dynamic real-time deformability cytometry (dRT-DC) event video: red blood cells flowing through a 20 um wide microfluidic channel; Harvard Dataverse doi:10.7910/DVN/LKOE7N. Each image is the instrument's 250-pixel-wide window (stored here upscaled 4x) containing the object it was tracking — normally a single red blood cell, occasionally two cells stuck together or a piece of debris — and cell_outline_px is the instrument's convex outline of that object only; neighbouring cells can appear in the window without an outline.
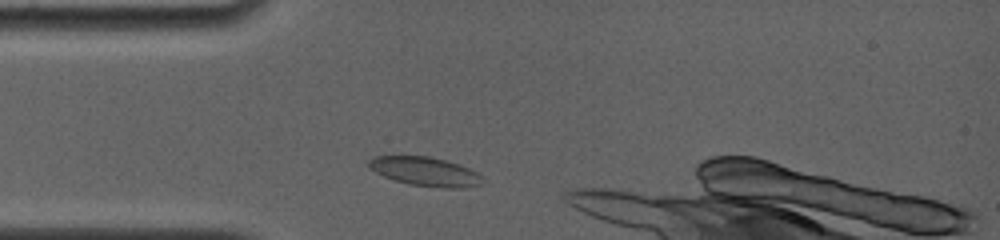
{"species": "common noctule bat (a hibernating species)", "species_latin": "Nyctalus noctula", "temperature_condition": "room temperature", "stored_images_in_passage": 20, "camera_frame_rate_fps": 4000, "um_per_image_px": 0.085, "animal": {"sex": "female", "body_mass_g": 19.0, "forearm_length_mm": 56.7}, "frame": {"image": 1, "passage_image": 4, "time_ms": 0.75, "image_size_px": [1000, 240], "cell_outline_px": [[480, 184], [464, 188], [440, 188], [408, 184], [384, 176], [368, 168], [368, 160], [372, 156], [428, 156], [460, 164], [476, 172], [480, 176]], "centroid_in_image_um": [36.09, 14.57], "position_along_channel_um": 48.9, "area_um2": 19.07}}
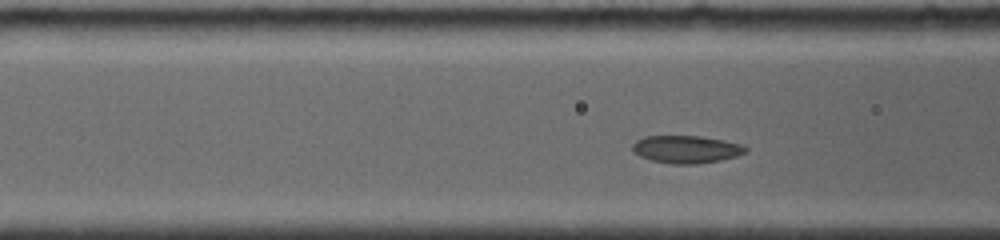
{"frame": {"image": 2, "passage_image": 11, "time_ms": 2.5, "image_size_px": [1000, 240], "cell_outline_px": [[748, 152], [736, 156], [720, 160], [696, 164], [672, 164], [652, 160], [640, 156], [632, 152], [632, 144], [636, 140], [644, 136], [700, 136], [724, 140], [744, 144], [748, 148]], "centroid_in_image_um": [58.35, 12.68], "position_along_channel_um": 108.3, "area_um2": 18.38}}
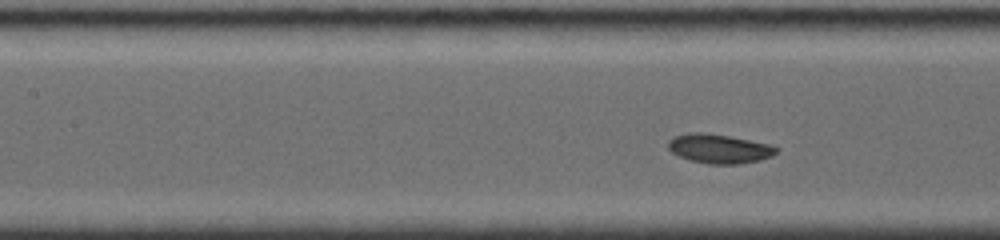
{"frame": {"image": 3, "passage_image": 15, "time_ms": 3.5, "image_size_px": [1000, 240], "cell_outline_px": [[780, 148], [772, 156], [760, 160], [740, 164], [708, 164], [692, 160], [680, 156], [672, 152], [668, 148], [668, 140], [672, 136], [688, 132], [704, 132], [728, 136], [772, 144]], "centroid_in_image_um": [61.14, 12.63], "position_along_channel_um": 146.3, "area_um2": 18.55}}